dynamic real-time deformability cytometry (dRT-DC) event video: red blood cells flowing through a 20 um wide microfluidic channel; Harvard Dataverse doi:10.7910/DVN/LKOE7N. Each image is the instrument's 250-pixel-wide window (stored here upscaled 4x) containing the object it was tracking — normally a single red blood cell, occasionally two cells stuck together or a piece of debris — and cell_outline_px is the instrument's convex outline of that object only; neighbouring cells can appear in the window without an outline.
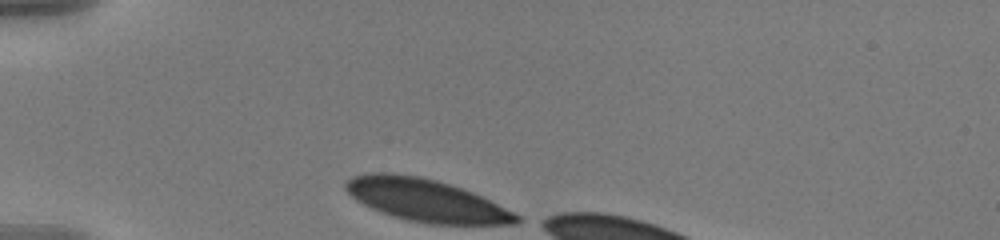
{"species": "human", "species_latin": "Homo sapiens", "temperature_condition": "warm", "stored_images_in_passage": 34, "camera_frame_rate_fps": 3000, "um_per_image_px": 0.085, "donor": {"sex": "male"}, "frame": {"image": 1, "passage_image": 1, "time_ms": 0.0, "image_size_px": [1000, 240], "cell_outline_px": [[524, 220], [516, 224], [432, 224], [408, 220], [392, 216], [372, 208], [356, 200], [344, 188], [344, 184], [352, 176], [368, 172], [392, 172], [420, 176], [436, 180], [472, 192], [520, 216]], "centroid_in_image_um": [36.17, 17.01], "position_along_channel_um": 48.8, "area_um2": 41.96}}
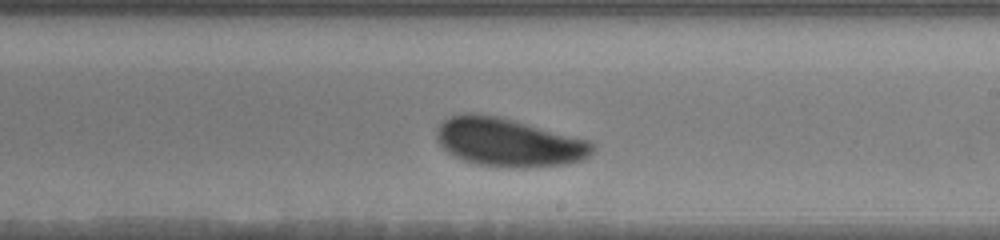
{"frame": {"image": 2, "passage_image": 20, "time_ms": 6.333, "image_size_px": [1000, 240], "cell_outline_px": [[596, 144], [592, 152], [588, 156], [580, 160], [564, 164], [524, 168], [512, 168], [476, 164], [464, 160], [448, 152], [436, 140], [436, 128], [444, 120], [452, 116], [464, 112], [472, 112], [500, 116], [516, 120], [588, 140]], "centroid_in_image_um": [43.21, 12.08], "position_along_channel_um": 245.8, "area_um2": 44.16}}
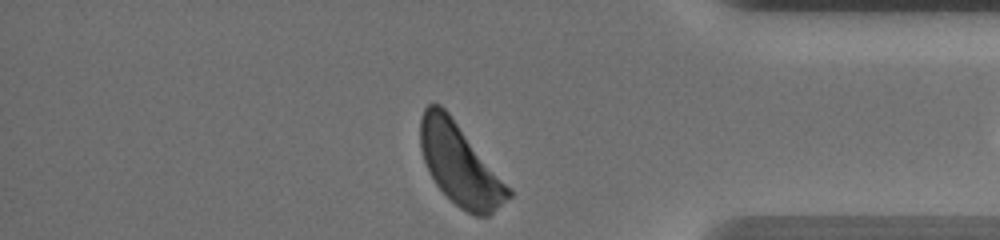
{"frame": {"image": 3, "passage_image": 34, "time_ms": 11.0, "image_size_px": [1000, 240], "cell_outline_px": [[512, 196], [488, 216], [476, 216], [460, 208], [436, 184], [424, 160], [420, 148], [420, 116], [424, 108], [428, 104], [440, 104], [448, 112], [512, 188]], "centroid_in_image_um": [39.11, 13.97], "position_along_channel_um": 396.1, "area_um2": 41.38}, "authors_computed_cell_mechanics": {"area_um2": 43.5523, "velocity_mm_per_s": 3.563, "shape_relaxation_time_tau1_ms": 1.9116, "shape_relaxation_time_tau2_ms": null, "deformation_change_tau1": 0.0933, "deformation_change_tau2": null}}